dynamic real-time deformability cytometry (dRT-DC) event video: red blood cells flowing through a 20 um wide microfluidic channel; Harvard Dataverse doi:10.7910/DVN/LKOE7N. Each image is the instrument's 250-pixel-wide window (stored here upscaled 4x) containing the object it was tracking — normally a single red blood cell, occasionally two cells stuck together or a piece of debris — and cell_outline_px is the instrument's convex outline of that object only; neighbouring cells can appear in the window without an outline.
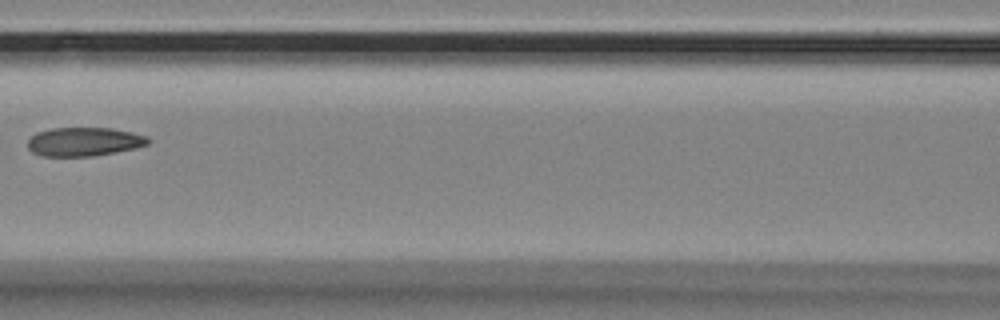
{"species": "Egyptian fruit bat (a non-hibernating species)", "species_latin": "Rousettus aegyptiacus", "temperature_condition": "room temperature", "stored_images_in_passage": 10, "camera_frame_rate_fps": 3000, "um_per_image_px": 0.085, "animal": {"sex": "female"}, "frame": {"image": 1, "passage_image": 6, "time_ms": 1.667, "image_size_px": [1000, 320], "cell_outline_px": [[152, 140], [148, 144], [136, 148], [116, 152], [92, 156], [40, 156], [32, 152], [28, 148], [28, 140], [36, 132], [52, 128], [112, 128], [132, 132], [148, 136]], "centroid_in_image_um": [7.17, 12.04], "position_along_channel_um": 159.4, "area_um2": 20.35}}
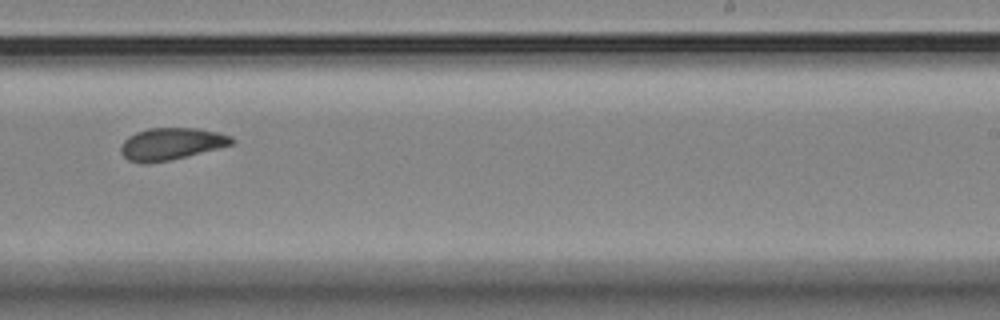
{"frame": {"image": 2, "passage_image": 9, "time_ms": 2.667, "image_size_px": [1000, 320], "cell_outline_px": [[236, 140], [232, 144], [168, 160], [148, 164], [144, 164], [128, 160], [120, 152], [120, 148], [124, 140], [128, 136], [136, 132], [148, 128], [196, 128], [216, 132], [232, 136]], "centroid_in_image_um": [14.5, 12.22], "position_along_channel_um": 274.5, "area_um2": 20.46}}
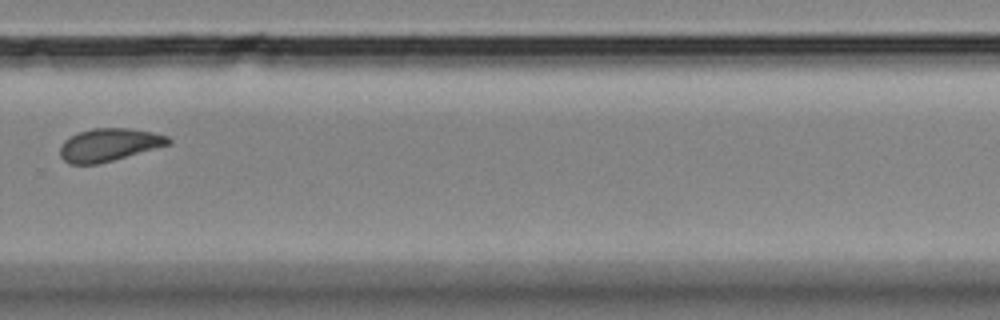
{"frame": {"image": 3, "passage_image": 10, "time_ms": 3.0, "image_size_px": [1000, 320], "cell_outline_px": [[172, 144], [112, 160], [96, 164], [68, 164], [60, 156], [60, 148], [64, 140], [68, 136], [92, 128], [132, 128], [152, 132], [168, 136], [172, 140]], "centroid_in_image_um": [9.27, 12.3], "position_along_channel_um": 320.5, "area_um2": 20.75}}